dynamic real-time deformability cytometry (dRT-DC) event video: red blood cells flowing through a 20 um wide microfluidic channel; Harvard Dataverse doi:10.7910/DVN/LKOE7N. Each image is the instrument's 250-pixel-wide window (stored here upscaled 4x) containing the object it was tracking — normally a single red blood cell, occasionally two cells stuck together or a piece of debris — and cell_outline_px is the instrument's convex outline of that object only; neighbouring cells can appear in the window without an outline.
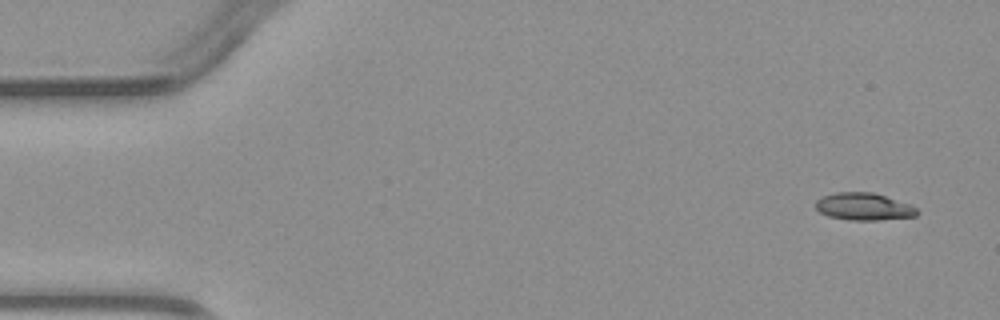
{"species": "common noctule bat (a hibernating species)", "species_latin": "Nyctalus noctula", "temperature_condition": "warm", "stored_images_in_passage": 3, "camera_frame_rate_fps": 3000, "um_per_image_px": 0.085, "animal": {"sex": "male", "body_mass_g": 23.1, "forearm_length_mm": 52.7}, "frame": {"image": 1, "passage_image": 1, "time_ms": 0.0, "image_size_px": [1000, 320], "cell_outline_px": [[920, 212], [916, 216], [880, 220], [848, 220], [828, 216], [820, 212], [816, 208], [816, 200], [824, 196], [836, 192], [872, 192], [912, 204]], "centroid_in_image_um": [73.46, 17.56], "position_along_channel_um": 11.5, "area_um2": 16.24}}
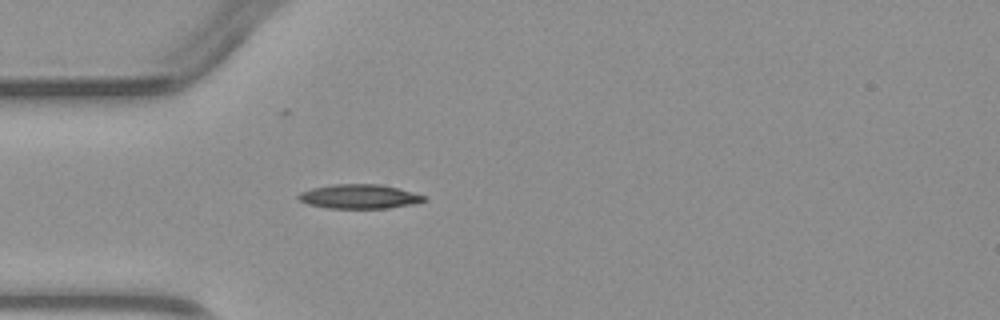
{"frame": {"image": 2, "passage_image": 3, "time_ms": 3.667, "image_size_px": [1000, 320], "cell_outline_px": [[428, 200], [412, 204], [388, 208], [328, 208], [308, 204], [300, 200], [296, 196], [300, 192], [312, 188], [332, 184], [380, 184], [428, 196]], "centroid_in_image_um": [30.55, 16.7], "position_along_channel_um": 54.5, "area_um2": 17.74}}